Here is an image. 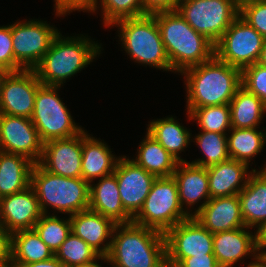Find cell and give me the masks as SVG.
I'll return each instance as SVG.
<instances>
[{
  "label": "cell",
  "mask_w": 266,
  "mask_h": 267,
  "mask_svg": "<svg viewBox=\"0 0 266 267\" xmlns=\"http://www.w3.org/2000/svg\"><path fill=\"white\" fill-rule=\"evenodd\" d=\"M104 26L125 18L143 16L142 0H100Z\"/></svg>",
  "instance_id": "36"
},
{
  "label": "cell",
  "mask_w": 266,
  "mask_h": 267,
  "mask_svg": "<svg viewBox=\"0 0 266 267\" xmlns=\"http://www.w3.org/2000/svg\"><path fill=\"white\" fill-rule=\"evenodd\" d=\"M11 261V233L0 225V263Z\"/></svg>",
  "instance_id": "43"
},
{
  "label": "cell",
  "mask_w": 266,
  "mask_h": 267,
  "mask_svg": "<svg viewBox=\"0 0 266 267\" xmlns=\"http://www.w3.org/2000/svg\"><path fill=\"white\" fill-rule=\"evenodd\" d=\"M266 165V164H265ZM260 170H266V166H264V168H261Z\"/></svg>",
  "instance_id": "53"
},
{
  "label": "cell",
  "mask_w": 266,
  "mask_h": 267,
  "mask_svg": "<svg viewBox=\"0 0 266 267\" xmlns=\"http://www.w3.org/2000/svg\"><path fill=\"white\" fill-rule=\"evenodd\" d=\"M114 25L120 27L122 47L135 62L172 71L159 26L152 14L125 18Z\"/></svg>",
  "instance_id": "6"
},
{
  "label": "cell",
  "mask_w": 266,
  "mask_h": 267,
  "mask_svg": "<svg viewBox=\"0 0 266 267\" xmlns=\"http://www.w3.org/2000/svg\"><path fill=\"white\" fill-rule=\"evenodd\" d=\"M180 0H142L143 15L177 10Z\"/></svg>",
  "instance_id": "41"
},
{
  "label": "cell",
  "mask_w": 266,
  "mask_h": 267,
  "mask_svg": "<svg viewBox=\"0 0 266 267\" xmlns=\"http://www.w3.org/2000/svg\"><path fill=\"white\" fill-rule=\"evenodd\" d=\"M194 217L212 234L245 226L238 195L210 198Z\"/></svg>",
  "instance_id": "20"
},
{
  "label": "cell",
  "mask_w": 266,
  "mask_h": 267,
  "mask_svg": "<svg viewBox=\"0 0 266 267\" xmlns=\"http://www.w3.org/2000/svg\"><path fill=\"white\" fill-rule=\"evenodd\" d=\"M231 1L234 3V5L239 10H241L244 6L251 4V3H254L256 1H259V0H231Z\"/></svg>",
  "instance_id": "46"
},
{
  "label": "cell",
  "mask_w": 266,
  "mask_h": 267,
  "mask_svg": "<svg viewBox=\"0 0 266 267\" xmlns=\"http://www.w3.org/2000/svg\"><path fill=\"white\" fill-rule=\"evenodd\" d=\"M244 226L238 229L213 233V254L220 267H233L247 255L258 260L256 233L247 231Z\"/></svg>",
  "instance_id": "18"
},
{
  "label": "cell",
  "mask_w": 266,
  "mask_h": 267,
  "mask_svg": "<svg viewBox=\"0 0 266 267\" xmlns=\"http://www.w3.org/2000/svg\"><path fill=\"white\" fill-rule=\"evenodd\" d=\"M176 267H220L214 254L184 258Z\"/></svg>",
  "instance_id": "42"
},
{
  "label": "cell",
  "mask_w": 266,
  "mask_h": 267,
  "mask_svg": "<svg viewBox=\"0 0 266 267\" xmlns=\"http://www.w3.org/2000/svg\"><path fill=\"white\" fill-rule=\"evenodd\" d=\"M61 86L41 85L37 92L31 120L40 139L46 143L54 139L73 137L83 131L76 125L72 116L60 100L58 89Z\"/></svg>",
  "instance_id": "8"
},
{
  "label": "cell",
  "mask_w": 266,
  "mask_h": 267,
  "mask_svg": "<svg viewBox=\"0 0 266 267\" xmlns=\"http://www.w3.org/2000/svg\"><path fill=\"white\" fill-rule=\"evenodd\" d=\"M242 86L266 105V67L255 63L242 70Z\"/></svg>",
  "instance_id": "37"
},
{
  "label": "cell",
  "mask_w": 266,
  "mask_h": 267,
  "mask_svg": "<svg viewBox=\"0 0 266 267\" xmlns=\"http://www.w3.org/2000/svg\"><path fill=\"white\" fill-rule=\"evenodd\" d=\"M31 186L36 192L43 214H48L49 206L70 216L89 209L90 183L82 177L56 175L37 163L31 172Z\"/></svg>",
  "instance_id": "5"
},
{
  "label": "cell",
  "mask_w": 266,
  "mask_h": 267,
  "mask_svg": "<svg viewBox=\"0 0 266 267\" xmlns=\"http://www.w3.org/2000/svg\"><path fill=\"white\" fill-rule=\"evenodd\" d=\"M238 197L244 225L258 229L266 222V170H254Z\"/></svg>",
  "instance_id": "24"
},
{
  "label": "cell",
  "mask_w": 266,
  "mask_h": 267,
  "mask_svg": "<svg viewBox=\"0 0 266 267\" xmlns=\"http://www.w3.org/2000/svg\"><path fill=\"white\" fill-rule=\"evenodd\" d=\"M227 134L218 132L202 131L194 136L196 144L200 147L205 158L197 159L191 163L200 167L208 168L228 160Z\"/></svg>",
  "instance_id": "33"
},
{
  "label": "cell",
  "mask_w": 266,
  "mask_h": 267,
  "mask_svg": "<svg viewBox=\"0 0 266 267\" xmlns=\"http://www.w3.org/2000/svg\"><path fill=\"white\" fill-rule=\"evenodd\" d=\"M56 16H63L73 11L95 12L98 0H54ZM85 10V11H84Z\"/></svg>",
  "instance_id": "40"
},
{
  "label": "cell",
  "mask_w": 266,
  "mask_h": 267,
  "mask_svg": "<svg viewBox=\"0 0 266 267\" xmlns=\"http://www.w3.org/2000/svg\"><path fill=\"white\" fill-rule=\"evenodd\" d=\"M90 184L89 209L112 219L116 224L130 223L133 217L124 209L116 176L111 174Z\"/></svg>",
  "instance_id": "23"
},
{
  "label": "cell",
  "mask_w": 266,
  "mask_h": 267,
  "mask_svg": "<svg viewBox=\"0 0 266 267\" xmlns=\"http://www.w3.org/2000/svg\"><path fill=\"white\" fill-rule=\"evenodd\" d=\"M33 229L55 254L61 244L72 232L70 216L64 220L54 214H43L34 225Z\"/></svg>",
  "instance_id": "34"
},
{
  "label": "cell",
  "mask_w": 266,
  "mask_h": 267,
  "mask_svg": "<svg viewBox=\"0 0 266 267\" xmlns=\"http://www.w3.org/2000/svg\"><path fill=\"white\" fill-rule=\"evenodd\" d=\"M185 210L180 205L178 185L174 177H157L132 222L165 233L191 216L190 211Z\"/></svg>",
  "instance_id": "7"
},
{
  "label": "cell",
  "mask_w": 266,
  "mask_h": 267,
  "mask_svg": "<svg viewBox=\"0 0 266 267\" xmlns=\"http://www.w3.org/2000/svg\"><path fill=\"white\" fill-rule=\"evenodd\" d=\"M239 16L266 39V0L244 6Z\"/></svg>",
  "instance_id": "38"
},
{
  "label": "cell",
  "mask_w": 266,
  "mask_h": 267,
  "mask_svg": "<svg viewBox=\"0 0 266 267\" xmlns=\"http://www.w3.org/2000/svg\"><path fill=\"white\" fill-rule=\"evenodd\" d=\"M83 131L73 137L54 139L43 144L39 164L53 174L68 177H82L81 162Z\"/></svg>",
  "instance_id": "16"
},
{
  "label": "cell",
  "mask_w": 266,
  "mask_h": 267,
  "mask_svg": "<svg viewBox=\"0 0 266 267\" xmlns=\"http://www.w3.org/2000/svg\"><path fill=\"white\" fill-rule=\"evenodd\" d=\"M173 177L178 185L179 202L182 208L185 204L189 207L194 206L199 200L204 199V203L191 213V216H194L211 198L207 168L187 161L179 162Z\"/></svg>",
  "instance_id": "21"
},
{
  "label": "cell",
  "mask_w": 266,
  "mask_h": 267,
  "mask_svg": "<svg viewBox=\"0 0 266 267\" xmlns=\"http://www.w3.org/2000/svg\"><path fill=\"white\" fill-rule=\"evenodd\" d=\"M107 258L111 267H167L164 233L134 222L116 224Z\"/></svg>",
  "instance_id": "2"
},
{
  "label": "cell",
  "mask_w": 266,
  "mask_h": 267,
  "mask_svg": "<svg viewBox=\"0 0 266 267\" xmlns=\"http://www.w3.org/2000/svg\"><path fill=\"white\" fill-rule=\"evenodd\" d=\"M70 220L72 232L76 236L83 239L100 256L108 255L113 230L116 226L112 219L91 209H86L71 215ZM105 241L106 243H104Z\"/></svg>",
  "instance_id": "19"
},
{
  "label": "cell",
  "mask_w": 266,
  "mask_h": 267,
  "mask_svg": "<svg viewBox=\"0 0 266 267\" xmlns=\"http://www.w3.org/2000/svg\"><path fill=\"white\" fill-rule=\"evenodd\" d=\"M41 85L34 69L9 72L0 93V114L31 118Z\"/></svg>",
  "instance_id": "14"
},
{
  "label": "cell",
  "mask_w": 266,
  "mask_h": 267,
  "mask_svg": "<svg viewBox=\"0 0 266 267\" xmlns=\"http://www.w3.org/2000/svg\"><path fill=\"white\" fill-rule=\"evenodd\" d=\"M0 267H15L12 262H3V263H0Z\"/></svg>",
  "instance_id": "52"
},
{
  "label": "cell",
  "mask_w": 266,
  "mask_h": 267,
  "mask_svg": "<svg viewBox=\"0 0 266 267\" xmlns=\"http://www.w3.org/2000/svg\"><path fill=\"white\" fill-rule=\"evenodd\" d=\"M232 128H259L266 105L241 86L229 103Z\"/></svg>",
  "instance_id": "30"
},
{
  "label": "cell",
  "mask_w": 266,
  "mask_h": 267,
  "mask_svg": "<svg viewBox=\"0 0 266 267\" xmlns=\"http://www.w3.org/2000/svg\"><path fill=\"white\" fill-rule=\"evenodd\" d=\"M97 259H95L94 261L87 263L85 265L79 266V267H102L99 262L97 263Z\"/></svg>",
  "instance_id": "50"
},
{
  "label": "cell",
  "mask_w": 266,
  "mask_h": 267,
  "mask_svg": "<svg viewBox=\"0 0 266 267\" xmlns=\"http://www.w3.org/2000/svg\"><path fill=\"white\" fill-rule=\"evenodd\" d=\"M21 267H65L55 256L50 259L24 264Z\"/></svg>",
  "instance_id": "45"
},
{
  "label": "cell",
  "mask_w": 266,
  "mask_h": 267,
  "mask_svg": "<svg viewBox=\"0 0 266 267\" xmlns=\"http://www.w3.org/2000/svg\"><path fill=\"white\" fill-rule=\"evenodd\" d=\"M59 31L46 21H19L11 24L14 59L24 69H34L49 50Z\"/></svg>",
  "instance_id": "12"
},
{
  "label": "cell",
  "mask_w": 266,
  "mask_h": 267,
  "mask_svg": "<svg viewBox=\"0 0 266 267\" xmlns=\"http://www.w3.org/2000/svg\"><path fill=\"white\" fill-rule=\"evenodd\" d=\"M257 63L266 67V39L264 41L263 48L261 50V54Z\"/></svg>",
  "instance_id": "47"
},
{
  "label": "cell",
  "mask_w": 266,
  "mask_h": 267,
  "mask_svg": "<svg viewBox=\"0 0 266 267\" xmlns=\"http://www.w3.org/2000/svg\"><path fill=\"white\" fill-rule=\"evenodd\" d=\"M34 165L22 155L0 151V198L28 188Z\"/></svg>",
  "instance_id": "26"
},
{
  "label": "cell",
  "mask_w": 266,
  "mask_h": 267,
  "mask_svg": "<svg viewBox=\"0 0 266 267\" xmlns=\"http://www.w3.org/2000/svg\"><path fill=\"white\" fill-rule=\"evenodd\" d=\"M188 117L189 120L198 121L201 131L226 134V131L229 133L232 128L229 104L195 108L191 113H188Z\"/></svg>",
  "instance_id": "35"
},
{
  "label": "cell",
  "mask_w": 266,
  "mask_h": 267,
  "mask_svg": "<svg viewBox=\"0 0 266 267\" xmlns=\"http://www.w3.org/2000/svg\"><path fill=\"white\" fill-rule=\"evenodd\" d=\"M248 168L247 163L231 158L208 167L210 197L238 195L246 186L249 176L256 170L249 172Z\"/></svg>",
  "instance_id": "22"
},
{
  "label": "cell",
  "mask_w": 266,
  "mask_h": 267,
  "mask_svg": "<svg viewBox=\"0 0 266 267\" xmlns=\"http://www.w3.org/2000/svg\"><path fill=\"white\" fill-rule=\"evenodd\" d=\"M113 174L117 179L122 205L134 217L142 208L157 177L126 156L120 157Z\"/></svg>",
  "instance_id": "15"
},
{
  "label": "cell",
  "mask_w": 266,
  "mask_h": 267,
  "mask_svg": "<svg viewBox=\"0 0 266 267\" xmlns=\"http://www.w3.org/2000/svg\"><path fill=\"white\" fill-rule=\"evenodd\" d=\"M85 36L53 39L49 50L34 68L43 85L61 86L81 69L87 67L101 52V45Z\"/></svg>",
  "instance_id": "4"
},
{
  "label": "cell",
  "mask_w": 266,
  "mask_h": 267,
  "mask_svg": "<svg viewBox=\"0 0 266 267\" xmlns=\"http://www.w3.org/2000/svg\"><path fill=\"white\" fill-rule=\"evenodd\" d=\"M248 267H266V265L260 260L252 261L248 264Z\"/></svg>",
  "instance_id": "49"
},
{
  "label": "cell",
  "mask_w": 266,
  "mask_h": 267,
  "mask_svg": "<svg viewBox=\"0 0 266 267\" xmlns=\"http://www.w3.org/2000/svg\"><path fill=\"white\" fill-rule=\"evenodd\" d=\"M43 215L34 188L0 198V225L11 234L19 230L33 229Z\"/></svg>",
  "instance_id": "17"
},
{
  "label": "cell",
  "mask_w": 266,
  "mask_h": 267,
  "mask_svg": "<svg viewBox=\"0 0 266 267\" xmlns=\"http://www.w3.org/2000/svg\"><path fill=\"white\" fill-rule=\"evenodd\" d=\"M132 160L156 177L173 176L179 163L148 132L139 145L136 159Z\"/></svg>",
  "instance_id": "28"
},
{
  "label": "cell",
  "mask_w": 266,
  "mask_h": 267,
  "mask_svg": "<svg viewBox=\"0 0 266 267\" xmlns=\"http://www.w3.org/2000/svg\"><path fill=\"white\" fill-rule=\"evenodd\" d=\"M256 233V247H257V252L258 255H260L263 250L265 251L266 249V222L262 224ZM261 250V251H260Z\"/></svg>",
  "instance_id": "44"
},
{
  "label": "cell",
  "mask_w": 266,
  "mask_h": 267,
  "mask_svg": "<svg viewBox=\"0 0 266 267\" xmlns=\"http://www.w3.org/2000/svg\"><path fill=\"white\" fill-rule=\"evenodd\" d=\"M167 267H176L184 258L213 254V234L194 216L164 233Z\"/></svg>",
  "instance_id": "11"
},
{
  "label": "cell",
  "mask_w": 266,
  "mask_h": 267,
  "mask_svg": "<svg viewBox=\"0 0 266 267\" xmlns=\"http://www.w3.org/2000/svg\"><path fill=\"white\" fill-rule=\"evenodd\" d=\"M177 11L214 45L240 13L231 0H180Z\"/></svg>",
  "instance_id": "9"
},
{
  "label": "cell",
  "mask_w": 266,
  "mask_h": 267,
  "mask_svg": "<svg viewBox=\"0 0 266 267\" xmlns=\"http://www.w3.org/2000/svg\"><path fill=\"white\" fill-rule=\"evenodd\" d=\"M231 135L227 137L228 154L231 159L250 165L266 143V131L257 128H231Z\"/></svg>",
  "instance_id": "31"
},
{
  "label": "cell",
  "mask_w": 266,
  "mask_h": 267,
  "mask_svg": "<svg viewBox=\"0 0 266 267\" xmlns=\"http://www.w3.org/2000/svg\"><path fill=\"white\" fill-rule=\"evenodd\" d=\"M54 256L65 267H79L95 259L104 260V262L109 263L107 256H100L83 239L76 236L73 232H71L61 244Z\"/></svg>",
  "instance_id": "32"
},
{
  "label": "cell",
  "mask_w": 266,
  "mask_h": 267,
  "mask_svg": "<svg viewBox=\"0 0 266 267\" xmlns=\"http://www.w3.org/2000/svg\"><path fill=\"white\" fill-rule=\"evenodd\" d=\"M54 253L34 229L19 230L11 234V262L15 267L44 261Z\"/></svg>",
  "instance_id": "27"
},
{
  "label": "cell",
  "mask_w": 266,
  "mask_h": 267,
  "mask_svg": "<svg viewBox=\"0 0 266 267\" xmlns=\"http://www.w3.org/2000/svg\"><path fill=\"white\" fill-rule=\"evenodd\" d=\"M8 73H9V71L0 68V93H1V90H2L3 81L6 78Z\"/></svg>",
  "instance_id": "48"
},
{
  "label": "cell",
  "mask_w": 266,
  "mask_h": 267,
  "mask_svg": "<svg viewBox=\"0 0 266 267\" xmlns=\"http://www.w3.org/2000/svg\"><path fill=\"white\" fill-rule=\"evenodd\" d=\"M43 144L30 118L0 114V151L22 155L37 164Z\"/></svg>",
  "instance_id": "13"
},
{
  "label": "cell",
  "mask_w": 266,
  "mask_h": 267,
  "mask_svg": "<svg viewBox=\"0 0 266 267\" xmlns=\"http://www.w3.org/2000/svg\"><path fill=\"white\" fill-rule=\"evenodd\" d=\"M152 15L159 26L172 72L182 73L215 55L214 44L196 32L177 10L155 12Z\"/></svg>",
  "instance_id": "3"
},
{
  "label": "cell",
  "mask_w": 266,
  "mask_h": 267,
  "mask_svg": "<svg viewBox=\"0 0 266 267\" xmlns=\"http://www.w3.org/2000/svg\"><path fill=\"white\" fill-rule=\"evenodd\" d=\"M265 38L238 16L215 46V56L243 70L258 62Z\"/></svg>",
  "instance_id": "10"
},
{
  "label": "cell",
  "mask_w": 266,
  "mask_h": 267,
  "mask_svg": "<svg viewBox=\"0 0 266 267\" xmlns=\"http://www.w3.org/2000/svg\"><path fill=\"white\" fill-rule=\"evenodd\" d=\"M0 68L9 72L24 68L14 59L11 25L0 27Z\"/></svg>",
  "instance_id": "39"
},
{
  "label": "cell",
  "mask_w": 266,
  "mask_h": 267,
  "mask_svg": "<svg viewBox=\"0 0 266 267\" xmlns=\"http://www.w3.org/2000/svg\"><path fill=\"white\" fill-rule=\"evenodd\" d=\"M187 113L195 108L229 104L242 86V70L215 55L208 61L184 70Z\"/></svg>",
  "instance_id": "1"
},
{
  "label": "cell",
  "mask_w": 266,
  "mask_h": 267,
  "mask_svg": "<svg viewBox=\"0 0 266 267\" xmlns=\"http://www.w3.org/2000/svg\"><path fill=\"white\" fill-rule=\"evenodd\" d=\"M111 153L106 143L83 130L82 178L91 184L95 178L100 179L113 174L120 156L117 158Z\"/></svg>",
  "instance_id": "25"
},
{
  "label": "cell",
  "mask_w": 266,
  "mask_h": 267,
  "mask_svg": "<svg viewBox=\"0 0 266 267\" xmlns=\"http://www.w3.org/2000/svg\"><path fill=\"white\" fill-rule=\"evenodd\" d=\"M147 132L178 162H185L179 155L190 144L191 133L172 116L153 120L148 125Z\"/></svg>",
  "instance_id": "29"
},
{
  "label": "cell",
  "mask_w": 266,
  "mask_h": 267,
  "mask_svg": "<svg viewBox=\"0 0 266 267\" xmlns=\"http://www.w3.org/2000/svg\"><path fill=\"white\" fill-rule=\"evenodd\" d=\"M259 259L266 265V251H263V252L259 255Z\"/></svg>",
  "instance_id": "51"
}]
</instances>
